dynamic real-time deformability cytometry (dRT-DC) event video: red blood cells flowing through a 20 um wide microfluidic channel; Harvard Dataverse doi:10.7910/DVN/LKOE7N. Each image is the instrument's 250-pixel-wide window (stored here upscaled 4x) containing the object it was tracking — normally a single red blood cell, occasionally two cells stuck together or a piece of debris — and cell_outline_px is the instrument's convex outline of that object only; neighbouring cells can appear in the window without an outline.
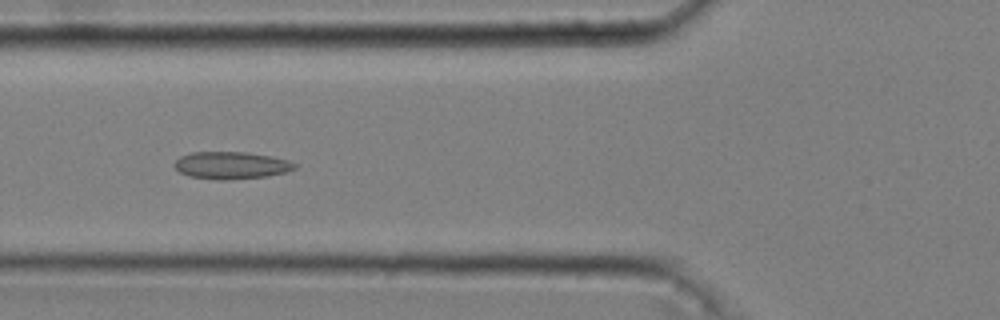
{"species": "common noctule bat (a hibernating species)", "species_latin": "Nyctalus noctula", "temperature_condition": "cold", "stored_images_in_passage": 53, "camera_frame_rate_fps": 3000, "um_per_image_px": 0.085, "animal": {"sex": "male", "body_mass_g": 20.4}, "frame": {"image": 1, "passage_image": 20, "time_ms": 6.333, "image_size_px": [1000, 320], "cell_outline_px": [[296, 168], [288, 172], [268, 176], [224, 180], [216, 180], [192, 176], [180, 172], [172, 164], [180, 156], [188, 152], [248, 152], [272, 156], [288, 160], [296, 164]], "centroid_in_image_um": [19.66, 14.04], "position_along_channel_um": 106.1, "area_um2": 19.25}}
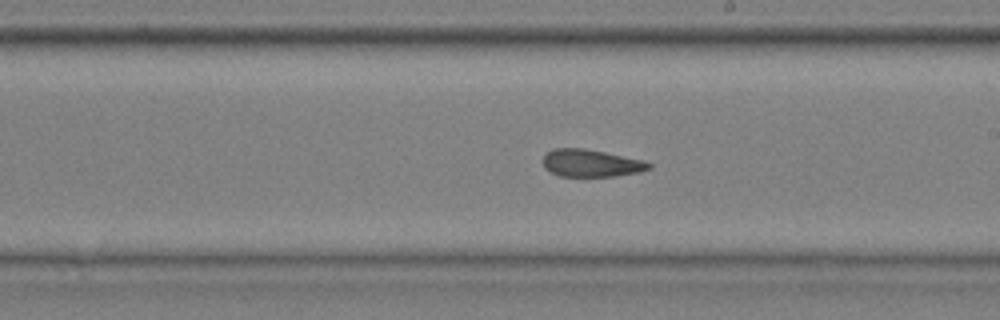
{"frame": {"image": 2, "passage_image": 31, "time_ms": 10.0, "image_size_px": [1000, 320], "cell_outline_px": [[652, 168], [640, 172], [616, 176], [560, 176], [544, 168], [544, 156], [552, 148], [584, 148], [644, 160], [652, 164]], "centroid_in_image_um": [50.27, 13.87], "position_along_channel_um": 238.7, "area_um2": 16.88}}
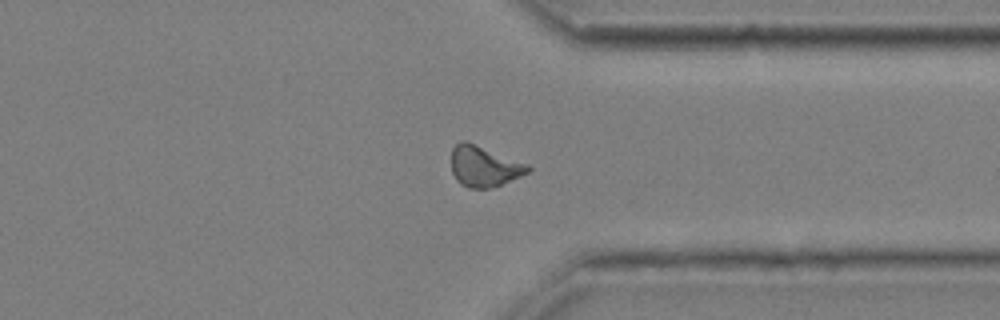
{"frame": {"image": 3, "passage_image": 42, "time_ms": 13.667, "image_size_px": [1000, 320], "cell_outline_px": [[532, 168], [528, 172], [520, 176], [500, 184], [488, 188], [468, 188], [460, 184], [456, 180], [452, 172], [452, 148], [460, 140], [468, 140], [528, 164]], "centroid_in_image_um": [41.12, 14.11], "position_along_channel_um": 370.3, "area_um2": 18.26}, "authors_computed_cell_mechanics": {"area_um2": 17.9758, "velocity_mm_per_s": 3.6203, "shape_relaxation_time_tau1_ms": null, "shape_relaxation_time_tau2_ms": 2.733, "deformation_change_tau1": null, "deformation_change_tau2": 0.0864}}